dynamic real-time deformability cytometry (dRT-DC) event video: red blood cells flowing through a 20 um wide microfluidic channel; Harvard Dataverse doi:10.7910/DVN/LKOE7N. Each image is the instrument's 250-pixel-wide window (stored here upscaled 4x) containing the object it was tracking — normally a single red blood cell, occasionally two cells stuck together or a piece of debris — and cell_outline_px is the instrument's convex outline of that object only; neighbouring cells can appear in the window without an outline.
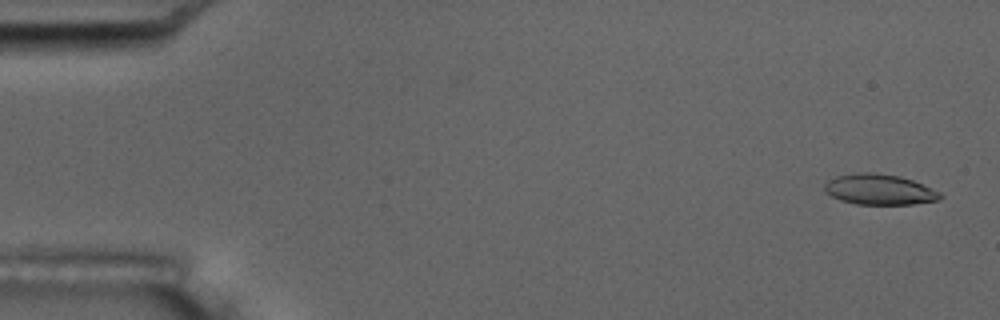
{"species": "common noctule bat (a hibernating species)", "species_latin": "Nyctalus noctula", "temperature_condition": "room temperature", "stored_images_in_passage": 5, "camera_frame_rate_fps": 3000, "um_per_image_px": 0.085, "animal": {"sex": "male", "body_mass_g": 17.5, "forearm_length_mm": 52.3}, "frame": {"image": 1, "passage_image": 1, "time_ms": 0.0, "image_size_px": [1000, 320], "cell_outline_px": [[944, 196], [940, 200], [912, 204], [856, 204], [840, 200], [824, 192], [824, 184], [828, 180], [836, 176], [856, 172], [872, 172], [900, 176], [912, 180], [940, 192]], "centroid_in_image_um": [74.73, 16.1], "position_along_channel_um": 10.3, "area_um2": 20.69}}